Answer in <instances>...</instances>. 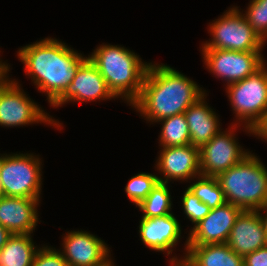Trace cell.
Listing matches in <instances>:
<instances>
[{"label": "cell", "mask_w": 267, "mask_h": 266, "mask_svg": "<svg viewBox=\"0 0 267 266\" xmlns=\"http://www.w3.org/2000/svg\"><path fill=\"white\" fill-rule=\"evenodd\" d=\"M11 76L0 86V128L33 127L46 125L54 130L63 131L64 122L50 115L45 107L32 99L23 89L18 78ZM33 125V126H32Z\"/></svg>", "instance_id": "obj_6"}, {"label": "cell", "mask_w": 267, "mask_h": 266, "mask_svg": "<svg viewBox=\"0 0 267 266\" xmlns=\"http://www.w3.org/2000/svg\"><path fill=\"white\" fill-rule=\"evenodd\" d=\"M257 212L260 215V218L262 220L267 235V204L262 208L258 209Z\"/></svg>", "instance_id": "obj_32"}, {"label": "cell", "mask_w": 267, "mask_h": 266, "mask_svg": "<svg viewBox=\"0 0 267 266\" xmlns=\"http://www.w3.org/2000/svg\"><path fill=\"white\" fill-rule=\"evenodd\" d=\"M64 232L57 249L69 266H118L112 248L97 234L81 228Z\"/></svg>", "instance_id": "obj_12"}, {"label": "cell", "mask_w": 267, "mask_h": 266, "mask_svg": "<svg viewBox=\"0 0 267 266\" xmlns=\"http://www.w3.org/2000/svg\"><path fill=\"white\" fill-rule=\"evenodd\" d=\"M32 266H69L62 253L49 243H42L37 250Z\"/></svg>", "instance_id": "obj_27"}, {"label": "cell", "mask_w": 267, "mask_h": 266, "mask_svg": "<svg viewBox=\"0 0 267 266\" xmlns=\"http://www.w3.org/2000/svg\"><path fill=\"white\" fill-rule=\"evenodd\" d=\"M244 266H267V245L243 257Z\"/></svg>", "instance_id": "obj_28"}, {"label": "cell", "mask_w": 267, "mask_h": 266, "mask_svg": "<svg viewBox=\"0 0 267 266\" xmlns=\"http://www.w3.org/2000/svg\"><path fill=\"white\" fill-rule=\"evenodd\" d=\"M153 169L154 170L151 171V173L140 171L127 180L124 192L130 203L136 207L146 198V196L159 182L156 170L155 168Z\"/></svg>", "instance_id": "obj_24"}, {"label": "cell", "mask_w": 267, "mask_h": 266, "mask_svg": "<svg viewBox=\"0 0 267 266\" xmlns=\"http://www.w3.org/2000/svg\"><path fill=\"white\" fill-rule=\"evenodd\" d=\"M184 116L189 126L190 144L199 149L223 129L221 115L209 103V93L193 103Z\"/></svg>", "instance_id": "obj_17"}, {"label": "cell", "mask_w": 267, "mask_h": 266, "mask_svg": "<svg viewBox=\"0 0 267 266\" xmlns=\"http://www.w3.org/2000/svg\"><path fill=\"white\" fill-rule=\"evenodd\" d=\"M252 29L267 44V0H249L245 9L235 5Z\"/></svg>", "instance_id": "obj_25"}, {"label": "cell", "mask_w": 267, "mask_h": 266, "mask_svg": "<svg viewBox=\"0 0 267 266\" xmlns=\"http://www.w3.org/2000/svg\"><path fill=\"white\" fill-rule=\"evenodd\" d=\"M4 197V194H3V191H2V188H1V184H0V199H2Z\"/></svg>", "instance_id": "obj_34"}, {"label": "cell", "mask_w": 267, "mask_h": 266, "mask_svg": "<svg viewBox=\"0 0 267 266\" xmlns=\"http://www.w3.org/2000/svg\"><path fill=\"white\" fill-rule=\"evenodd\" d=\"M224 90L233 113L230 124L253 128L267 109V61L253 74Z\"/></svg>", "instance_id": "obj_8"}, {"label": "cell", "mask_w": 267, "mask_h": 266, "mask_svg": "<svg viewBox=\"0 0 267 266\" xmlns=\"http://www.w3.org/2000/svg\"><path fill=\"white\" fill-rule=\"evenodd\" d=\"M209 92L171 65L151 61L140 95L129 107L143 122L154 126L161 119L184 113Z\"/></svg>", "instance_id": "obj_1"}, {"label": "cell", "mask_w": 267, "mask_h": 266, "mask_svg": "<svg viewBox=\"0 0 267 266\" xmlns=\"http://www.w3.org/2000/svg\"><path fill=\"white\" fill-rule=\"evenodd\" d=\"M34 235L13 234L0 250V266H32L34 256L41 247L34 241Z\"/></svg>", "instance_id": "obj_20"}, {"label": "cell", "mask_w": 267, "mask_h": 266, "mask_svg": "<svg viewBox=\"0 0 267 266\" xmlns=\"http://www.w3.org/2000/svg\"><path fill=\"white\" fill-rule=\"evenodd\" d=\"M171 183L158 182L146 198L135 208L141 212V218L162 217L172 214L174 204Z\"/></svg>", "instance_id": "obj_21"}, {"label": "cell", "mask_w": 267, "mask_h": 266, "mask_svg": "<svg viewBox=\"0 0 267 266\" xmlns=\"http://www.w3.org/2000/svg\"><path fill=\"white\" fill-rule=\"evenodd\" d=\"M1 49V48H0ZM3 52L0 50V86L10 77L12 73V64L2 58Z\"/></svg>", "instance_id": "obj_30"}, {"label": "cell", "mask_w": 267, "mask_h": 266, "mask_svg": "<svg viewBox=\"0 0 267 266\" xmlns=\"http://www.w3.org/2000/svg\"><path fill=\"white\" fill-rule=\"evenodd\" d=\"M209 21L206 28L210 37L200 42L199 49L264 52L267 44L252 29L235 4Z\"/></svg>", "instance_id": "obj_7"}, {"label": "cell", "mask_w": 267, "mask_h": 266, "mask_svg": "<svg viewBox=\"0 0 267 266\" xmlns=\"http://www.w3.org/2000/svg\"><path fill=\"white\" fill-rule=\"evenodd\" d=\"M42 200L4 196L0 199V225L12 234H34L42 222L39 218Z\"/></svg>", "instance_id": "obj_16"}, {"label": "cell", "mask_w": 267, "mask_h": 266, "mask_svg": "<svg viewBox=\"0 0 267 266\" xmlns=\"http://www.w3.org/2000/svg\"><path fill=\"white\" fill-rule=\"evenodd\" d=\"M158 149L153 167L159 182L187 184L201 175L199 148L188 144Z\"/></svg>", "instance_id": "obj_14"}, {"label": "cell", "mask_w": 267, "mask_h": 266, "mask_svg": "<svg viewBox=\"0 0 267 266\" xmlns=\"http://www.w3.org/2000/svg\"><path fill=\"white\" fill-rule=\"evenodd\" d=\"M44 159L32 151L0 153V184L4 196L42 200Z\"/></svg>", "instance_id": "obj_5"}, {"label": "cell", "mask_w": 267, "mask_h": 266, "mask_svg": "<svg viewBox=\"0 0 267 266\" xmlns=\"http://www.w3.org/2000/svg\"><path fill=\"white\" fill-rule=\"evenodd\" d=\"M226 244L243 257L267 245L266 231L257 211L241 212Z\"/></svg>", "instance_id": "obj_18"}, {"label": "cell", "mask_w": 267, "mask_h": 266, "mask_svg": "<svg viewBox=\"0 0 267 266\" xmlns=\"http://www.w3.org/2000/svg\"><path fill=\"white\" fill-rule=\"evenodd\" d=\"M13 234L7 230L4 226L0 225V250L7 243Z\"/></svg>", "instance_id": "obj_31"}, {"label": "cell", "mask_w": 267, "mask_h": 266, "mask_svg": "<svg viewBox=\"0 0 267 266\" xmlns=\"http://www.w3.org/2000/svg\"><path fill=\"white\" fill-rule=\"evenodd\" d=\"M181 222L174 213L162 217L140 218L137 227L139 241L141 240L143 246L148 250L166 256V262L169 260L168 264L183 263L188 251V235ZM183 240L185 241L183 242ZM182 242L184 244L181 246ZM178 246L182 249H177ZM177 250L182 253H177Z\"/></svg>", "instance_id": "obj_9"}, {"label": "cell", "mask_w": 267, "mask_h": 266, "mask_svg": "<svg viewBox=\"0 0 267 266\" xmlns=\"http://www.w3.org/2000/svg\"><path fill=\"white\" fill-rule=\"evenodd\" d=\"M15 56L23 64L26 78L38 93L46 96L49 106L64 92L88 58L84 52L52 36L20 46Z\"/></svg>", "instance_id": "obj_2"}, {"label": "cell", "mask_w": 267, "mask_h": 266, "mask_svg": "<svg viewBox=\"0 0 267 266\" xmlns=\"http://www.w3.org/2000/svg\"><path fill=\"white\" fill-rule=\"evenodd\" d=\"M252 137L261 139L264 143H267V109L265 110L262 118L252 128Z\"/></svg>", "instance_id": "obj_29"}, {"label": "cell", "mask_w": 267, "mask_h": 266, "mask_svg": "<svg viewBox=\"0 0 267 266\" xmlns=\"http://www.w3.org/2000/svg\"><path fill=\"white\" fill-rule=\"evenodd\" d=\"M186 187L210 209L226 203L224 192L216 177L199 175L188 182Z\"/></svg>", "instance_id": "obj_23"}, {"label": "cell", "mask_w": 267, "mask_h": 266, "mask_svg": "<svg viewBox=\"0 0 267 266\" xmlns=\"http://www.w3.org/2000/svg\"><path fill=\"white\" fill-rule=\"evenodd\" d=\"M117 101L108 89L104 77L97 67L87 58L76 71L72 82L64 92L50 105L52 109L63 108L70 103H101V101Z\"/></svg>", "instance_id": "obj_13"}, {"label": "cell", "mask_w": 267, "mask_h": 266, "mask_svg": "<svg viewBox=\"0 0 267 266\" xmlns=\"http://www.w3.org/2000/svg\"><path fill=\"white\" fill-rule=\"evenodd\" d=\"M203 67L212 77L223 82V87L247 78L266 61L263 52L199 49Z\"/></svg>", "instance_id": "obj_11"}, {"label": "cell", "mask_w": 267, "mask_h": 266, "mask_svg": "<svg viewBox=\"0 0 267 266\" xmlns=\"http://www.w3.org/2000/svg\"><path fill=\"white\" fill-rule=\"evenodd\" d=\"M88 58L104 77L112 94L130 106L140 95L143 80L151 62L144 61L130 48L108 42L99 43Z\"/></svg>", "instance_id": "obj_3"}, {"label": "cell", "mask_w": 267, "mask_h": 266, "mask_svg": "<svg viewBox=\"0 0 267 266\" xmlns=\"http://www.w3.org/2000/svg\"><path fill=\"white\" fill-rule=\"evenodd\" d=\"M158 147H177L190 144L189 126L184 113L159 120Z\"/></svg>", "instance_id": "obj_22"}, {"label": "cell", "mask_w": 267, "mask_h": 266, "mask_svg": "<svg viewBox=\"0 0 267 266\" xmlns=\"http://www.w3.org/2000/svg\"><path fill=\"white\" fill-rule=\"evenodd\" d=\"M227 126L199 149L201 175L217 177L252 152L251 149L240 144L237 134L243 131L251 137L252 128L230 123Z\"/></svg>", "instance_id": "obj_10"}, {"label": "cell", "mask_w": 267, "mask_h": 266, "mask_svg": "<svg viewBox=\"0 0 267 266\" xmlns=\"http://www.w3.org/2000/svg\"><path fill=\"white\" fill-rule=\"evenodd\" d=\"M243 210L231 203L212 208L209 214L187 232L188 245L227 243L231 229Z\"/></svg>", "instance_id": "obj_15"}, {"label": "cell", "mask_w": 267, "mask_h": 266, "mask_svg": "<svg viewBox=\"0 0 267 266\" xmlns=\"http://www.w3.org/2000/svg\"><path fill=\"white\" fill-rule=\"evenodd\" d=\"M183 193H181L180 206L182 210V216L184 220L189 221L191 224H188L186 231L188 232L194 225L199 221L204 219L210 212V208L201 202L186 186L183 188ZM192 225V226H191ZM190 226V227H189Z\"/></svg>", "instance_id": "obj_26"}, {"label": "cell", "mask_w": 267, "mask_h": 266, "mask_svg": "<svg viewBox=\"0 0 267 266\" xmlns=\"http://www.w3.org/2000/svg\"><path fill=\"white\" fill-rule=\"evenodd\" d=\"M168 266H185L183 263H170Z\"/></svg>", "instance_id": "obj_33"}, {"label": "cell", "mask_w": 267, "mask_h": 266, "mask_svg": "<svg viewBox=\"0 0 267 266\" xmlns=\"http://www.w3.org/2000/svg\"><path fill=\"white\" fill-rule=\"evenodd\" d=\"M185 266H244L243 256L235 253L226 243L188 245Z\"/></svg>", "instance_id": "obj_19"}, {"label": "cell", "mask_w": 267, "mask_h": 266, "mask_svg": "<svg viewBox=\"0 0 267 266\" xmlns=\"http://www.w3.org/2000/svg\"><path fill=\"white\" fill-rule=\"evenodd\" d=\"M253 150L241 162L216 178L227 203L244 211H257L267 204V166Z\"/></svg>", "instance_id": "obj_4"}]
</instances>
